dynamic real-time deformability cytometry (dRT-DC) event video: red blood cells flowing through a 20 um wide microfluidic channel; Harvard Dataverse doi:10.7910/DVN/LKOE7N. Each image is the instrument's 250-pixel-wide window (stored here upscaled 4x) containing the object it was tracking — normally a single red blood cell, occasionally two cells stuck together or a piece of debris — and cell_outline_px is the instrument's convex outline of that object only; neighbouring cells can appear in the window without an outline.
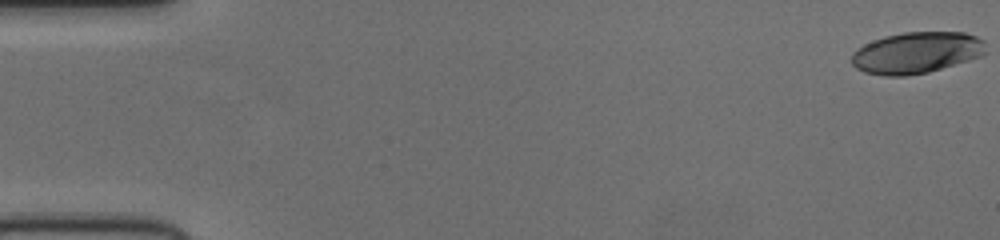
{"species": "human", "species_latin": "Homo sapiens", "temperature_condition": "cold", "stored_images_in_passage": 53, "camera_frame_rate_fps": 3000, "um_per_image_px": 0.085, "donor": {"sex": "female"}, "frame": {"image": 1, "passage_image": 1, "time_ms": 0.0, "image_size_px": [1000, 240], "cell_outline_px": [[980, 40], [960, 60], [924, 72], [868, 72], [860, 68], [852, 60], [852, 56], [860, 48], [876, 40], [888, 36], [908, 32], [960, 32], [972, 36]], "centroid_in_image_um": [77.68, 4.4], "position_along_channel_um": 7.3, "area_um2": 27.8}}
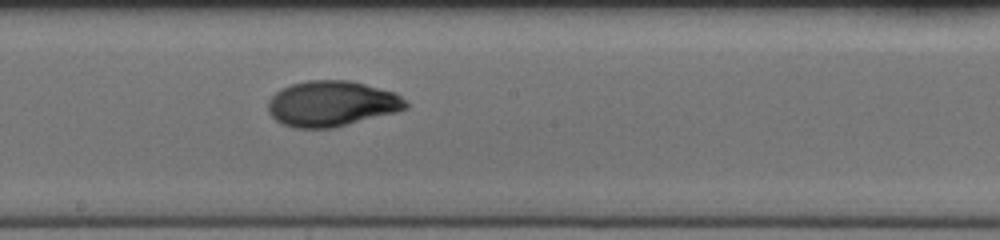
{"frame": {"image": 2, "passage_image": 30, "time_ms": 9.667, "image_size_px": [1000, 240], "cell_outline_px": [[408, 104], [404, 108], [324, 128], [304, 128], [288, 124], [280, 120], [272, 112], [272, 100], [284, 88], [296, 84], [320, 80], [340, 80], [360, 84], [392, 92], [404, 100]], "centroid_in_image_um": [28.22, 8.79], "position_along_channel_um": 220.0, "area_um2": 33.23}}
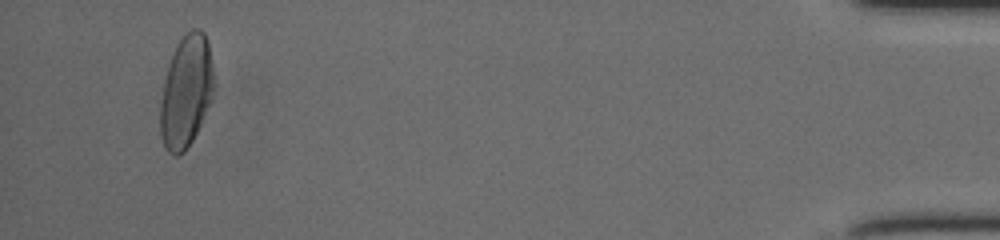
{"frame": {"image": 3, "passage_image": 51, "time_ms": 16.667, "image_size_px": [1000, 240], "cell_outline_px": [[208, 100], [196, 132], [188, 144], [176, 156], [164, 144], [160, 124], [160, 112], [164, 88], [168, 68], [176, 48], [180, 40], [188, 32], [200, 32], [204, 36], [208, 44]], "centroid_in_image_um": [15.72, 7.82], "position_along_channel_um": 419.5, "area_um2": 31.15}}